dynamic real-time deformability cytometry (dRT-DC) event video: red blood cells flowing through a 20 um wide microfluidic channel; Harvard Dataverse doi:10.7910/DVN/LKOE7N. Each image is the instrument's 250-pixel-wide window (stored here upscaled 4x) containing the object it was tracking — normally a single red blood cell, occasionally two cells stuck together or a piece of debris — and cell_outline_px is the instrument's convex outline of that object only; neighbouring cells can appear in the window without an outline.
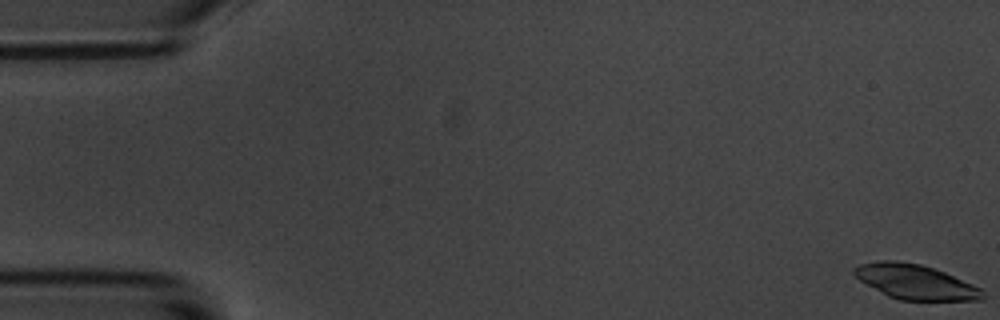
{"species": "common noctule bat (a hibernating species)", "species_latin": "Nyctalus noctula", "temperature_condition": "room temperature", "stored_images_in_passage": 6, "segment_of_instrument_passage": [2, 2], "camera_frame_rate_fps": 3000, "um_per_image_px": 0.085, "animal": {"sex": "male", "body_mass_g": 20.1, "forearm_length_mm": 53.5}, "frame": {"image": 1, "passage_image": 6, "time_ms": 5.667, "image_size_px": [1000, 320], "cell_outline_px": [[984, 296], [980, 300], [900, 300], [888, 296], [860, 280], [852, 272], [852, 268], [860, 264], [880, 260], [896, 260], [920, 264], [944, 272], [984, 288]], "centroid_in_image_um": [77.82, 23.95], "position_along_channel_um": 7.2, "area_um2": 25.95}}